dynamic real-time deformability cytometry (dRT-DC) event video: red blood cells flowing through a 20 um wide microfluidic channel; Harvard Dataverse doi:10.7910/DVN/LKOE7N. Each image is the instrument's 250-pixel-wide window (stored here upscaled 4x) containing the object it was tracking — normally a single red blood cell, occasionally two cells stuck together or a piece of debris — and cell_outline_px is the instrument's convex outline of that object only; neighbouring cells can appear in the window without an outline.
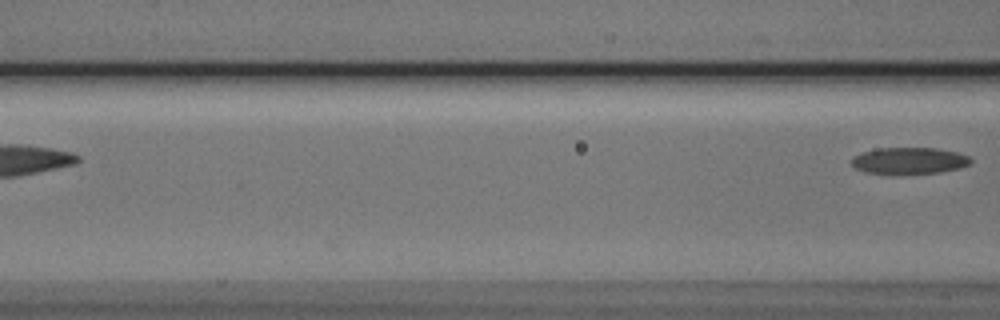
{"species": "Egyptian fruit bat (a non-hibernating species)", "species_latin": "Rousettus aegyptiacus", "temperature_condition": "cold", "stored_images_in_passage": 5, "camera_frame_rate_fps": 3000, "um_per_image_px": 0.085, "animal": {"sex": "male"}, "frame": {"image": 1, "passage_image": 5, "time_ms": 5.0, "image_size_px": [1000, 320], "cell_outline_px": [[972, 160], [968, 164], [960, 168], [940, 172], [868, 172], [856, 168], [852, 164], [852, 156], [864, 152], [880, 148], [936, 148], [956, 152], [968, 156]], "centroid_in_image_um": [77.31, 13.63], "position_along_channel_um": 89.3, "area_um2": 17.69}}